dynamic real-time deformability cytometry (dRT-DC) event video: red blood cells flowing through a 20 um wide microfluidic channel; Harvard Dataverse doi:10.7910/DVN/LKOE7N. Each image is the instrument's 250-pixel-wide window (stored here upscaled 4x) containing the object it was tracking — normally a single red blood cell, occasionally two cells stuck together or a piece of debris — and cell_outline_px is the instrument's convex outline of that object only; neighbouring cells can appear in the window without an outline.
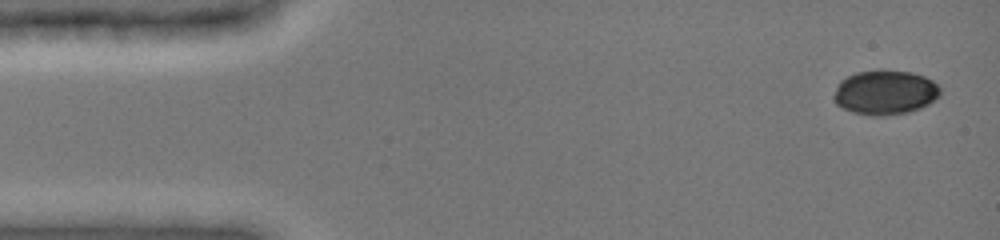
{"species": "common noctule bat (a hibernating species)", "species_latin": "Nyctalus noctula", "temperature_condition": "cold", "stored_images_in_passage": 6, "camera_frame_rate_fps": 3000, "um_per_image_px": 0.085, "animal": {"sex": "female", "body_mass_g": 19.0, "forearm_length_mm": 51.5}, "frame": {"image": 1, "passage_image": 1, "time_ms": 0.0, "image_size_px": [1000, 240], "cell_outline_px": [[940, 96], [928, 104], [920, 108], [908, 112], [880, 116], [872, 116], [852, 112], [836, 104], [832, 96], [840, 80], [856, 72], [880, 68], [912, 72], [924, 76], [932, 80], [940, 88]], "centroid_in_image_um": [75.22, 7.83], "position_along_channel_um": 9.8, "area_um2": 27.98}}
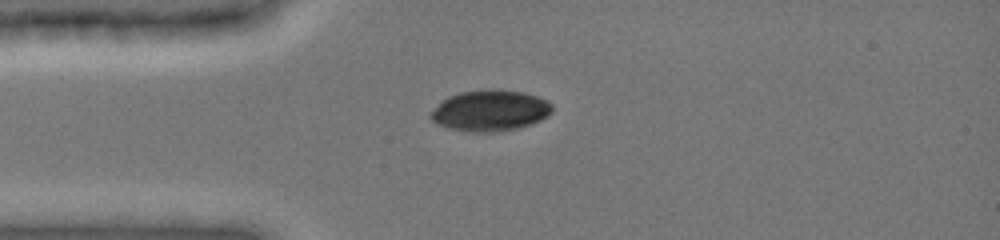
{"frame": {"image": 2, "passage_image": 5, "time_ms": 3.333, "image_size_px": [1000, 240], "cell_outline_px": [[552, 112], [548, 116], [532, 124], [516, 128], [492, 132], [468, 132], [436, 124], [428, 116], [428, 112], [440, 100], [448, 96], [460, 92], [488, 88], [524, 92], [536, 96], [552, 104]], "centroid_in_image_um": [41.6, 9.39], "position_along_channel_um": 43.4, "area_um2": 29.36}}